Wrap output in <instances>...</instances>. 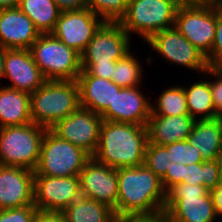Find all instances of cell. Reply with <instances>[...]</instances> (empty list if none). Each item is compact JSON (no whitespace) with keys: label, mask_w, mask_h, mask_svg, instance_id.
Wrapping results in <instances>:
<instances>
[{"label":"cell","mask_w":222,"mask_h":222,"mask_svg":"<svg viewBox=\"0 0 222 222\" xmlns=\"http://www.w3.org/2000/svg\"><path fill=\"white\" fill-rule=\"evenodd\" d=\"M117 217L154 215L164 211L166 191L161 179L144 164L117 169Z\"/></svg>","instance_id":"1"},{"label":"cell","mask_w":222,"mask_h":222,"mask_svg":"<svg viewBox=\"0 0 222 222\" xmlns=\"http://www.w3.org/2000/svg\"><path fill=\"white\" fill-rule=\"evenodd\" d=\"M147 144L146 125L103 120L98 146L92 157L115 169L137 167L144 164Z\"/></svg>","instance_id":"2"},{"label":"cell","mask_w":222,"mask_h":222,"mask_svg":"<svg viewBox=\"0 0 222 222\" xmlns=\"http://www.w3.org/2000/svg\"><path fill=\"white\" fill-rule=\"evenodd\" d=\"M80 107L76 80L46 81L30 94L32 123L51 129Z\"/></svg>","instance_id":"3"},{"label":"cell","mask_w":222,"mask_h":222,"mask_svg":"<svg viewBox=\"0 0 222 222\" xmlns=\"http://www.w3.org/2000/svg\"><path fill=\"white\" fill-rule=\"evenodd\" d=\"M46 128L34 123L0 128V165L35 171Z\"/></svg>","instance_id":"4"},{"label":"cell","mask_w":222,"mask_h":222,"mask_svg":"<svg viewBox=\"0 0 222 222\" xmlns=\"http://www.w3.org/2000/svg\"><path fill=\"white\" fill-rule=\"evenodd\" d=\"M30 51L46 81L77 80L81 55L52 34H41Z\"/></svg>","instance_id":"5"},{"label":"cell","mask_w":222,"mask_h":222,"mask_svg":"<svg viewBox=\"0 0 222 222\" xmlns=\"http://www.w3.org/2000/svg\"><path fill=\"white\" fill-rule=\"evenodd\" d=\"M91 156L82 148L63 140L47 129L34 175L52 177L79 176Z\"/></svg>","instance_id":"6"},{"label":"cell","mask_w":222,"mask_h":222,"mask_svg":"<svg viewBox=\"0 0 222 222\" xmlns=\"http://www.w3.org/2000/svg\"><path fill=\"white\" fill-rule=\"evenodd\" d=\"M164 212L170 222H214L217 218L209 190L187 183L167 192Z\"/></svg>","instance_id":"7"},{"label":"cell","mask_w":222,"mask_h":222,"mask_svg":"<svg viewBox=\"0 0 222 222\" xmlns=\"http://www.w3.org/2000/svg\"><path fill=\"white\" fill-rule=\"evenodd\" d=\"M178 7L167 0H129L118 22L128 35L135 33L147 41L152 35L174 27Z\"/></svg>","instance_id":"8"},{"label":"cell","mask_w":222,"mask_h":222,"mask_svg":"<svg viewBox=\"0 0 222 222\" xmlns=\"http://www.w3.org/2000/svg\"><path fill=\"white\" fill-rule=\"evenodd\" d=\"M174 28L207 57L216 34V10L211 4L178 8Z\"/></svg>","instance_id":"9"},{"label":"cell","mask_w":222,"mask_h":222,"mask_svg":"<svg viewBox=\"0 0 222 222\" xmlns=\"http://www.w3.org/2000/svg\"><path fill=\"white\" fill-rule=\"evenodd\" d=\"M80 197L79 176L34 175L33 202L38 211L63 212Z\"/></svg>","instance_id":"10"},{"label":"cell","mask_w":222,"mask_h":222,"mask_svg":"<svg viewBox=\"0 0 222 222\" xmlns=\"http://www.w3.org/2000/svg\"><path fill=\"white\" fill-rule=\"evenodd\" d=\"M102 123L100 114L79 107L66 118L59 120L50 130L61 139L82 148L92 157L98 146Z\"/></svg>","instance_id":"11"},{"label":"cell","mask_w":222,"mask_h":222,"mask_svg":"<svg viewBox=\"0 0 222 222\" xmlns=\"http://www.w3.org/2000/svg\"><path fill=\"white\" fill-rule=\"evenodd\" d=\"M130 36L118 22H104L81 54V64H104L130 53Z\"/></svg>","instance_id":"12"},{"label":"cell","mask_w":222,"mask_h":222,"mask_svg":"<svg viewBox=\"0 0 222 222\" xmlns=\"http://www.w3.org/2000/svg\"><path fill=\"white\" fill-rule=\"evenodd\" d=\"M104 21L91 9L62 11L51 33L80 55Z\"/></svg>","instance_id":"13"},{"label":"cell","mask_w":222,"mask_h":222,"mask_svg":"<svg viewBox=\"0 0 222 222\" xmlns=\"http://www.w3.org/2000/svg\"><path fill=\"white\" fill-rule=\"evenodd\" d=\"M146 42L171 64L182 65L201 73L209 68L206 57L174 27L159 31Z\"/></svg>","instance_id":"14"},{"label":"cell","mask_w":222,"mask_h":222,"mask_svg":"<svg viewBox=\"0 0 222 222\" xmlns=\"http://www.w3.org/2000/svg\"><path fill=\"white\" fill-rule=\"evenodd\" d=\"M81 196L105 204L117 217V169L97 162L91 157L79 174Z\"/></svg>","instance_id":"15"},{"label":"cell","mask_w":222,"mask_h":222,"mask_svg":"<svg viewBox=\"0 0 222 222\" xmlns=\"http://www.w3.org/2000/svg\"><path fill=\"white\" fill-rule=\"evenodd\" d=\"M3 77L12 83L6 87L30 94L46 82L27 49H4Z\"/></svg>","instance_id":"16"},{"label":"cell","mask_w":222,"mask_h":222,"mask_svg":"<svg viewBox=\"0 0 222 222\" xmlns=\"http://www.w3.org/2000/svg\"><path fill=\"white\" fill-rule=\"evenodd\" d=\"M138 87L121 88L112 105L100 114L103 120L146 125L151 114V103Z\"/></svg>","instance_id":"17"},{"label":"cell","mask_w":222,"mask_h":222,"mask_svg":"<svg viewBox=\"0 0 222 222\" xmlns=\"http://www.w3.org/2000/svg\"><path fill=\"white\" fill-rule=\"evenodd\" d=\"M34 171L0 165V210L34 205Z\"/></svg>","instance_id":"18"},{"label":"cell","mask_w":222,"mask_h":222,"mask_svg":"<svg viewBox=\"0 0 222 222\" xmlns=\"http://www.w3.org/2000/svg\"><path fill=\"white\" fill-rule=\"evenodd\" d=\"M32 20L19 8L0 10V47L27 49L40 36Z\"/></svg>","instance_id":"19"},{"label":"cell","mask_w":222,"mask_h":222,"mask_svg":"<svg viewBox=\"0 0 222 222\" xmlns=\"http://www.w3.org/2000/svg\"><path fill=\"white\" fill-rule=\"evenodd\" d=\"M195 121L190 115L159 116L151 113L146 124L148 143L165 146L187 140Z\"/></svg>","instance_id":"20"},{"label":"cell","mask_w":222,"mask_h":222,"mask_svg":"<svg viewBox=\"0 0 222 222\" xmlns=\"http://www.w3.org/2000/svg\"><path fill=\"white\" fill-rule=\"evenodd\" d=\"M76 81L79 86L80 107L98 114L112 105L116 92L121 89L111 80L93 75H79Z\"/></svg>","instance_id":"21"},{"label":"cell","mask_w":222,"mask_h":222,"mask_svg":"<svg viewBox=\"0 0 222 222\" xmlns=\"http://www.w3.org/2000/svg\"><path fill=\"white\" fill-rule=\"evenodd\" d=\"M187 141L198 149L204 161L217 160L222 153V117L196 120Z\"/></svg>","instance_id":"22"},{"label":"cell","mask_w":222,"mask_h":222,"mask_svg":"<svg viewBox=\"0 0 222 222\" xmlns=\"http://www.w3.org/2000/svg\"><path fill=\"white\" fill-rule=\"evenodd\" d=\"M31 122L30 93L0 87V128Z\"/></svg>","instance_id":"23"},{"label":"cell","mask_w":222,"mask_h":222,"mask_svg":"<svg viewBox=\"0 0 222 222\" xmlns=\"http://www.w3.org/2000/svg\"><path fill=\"white\" fill-rule=\"evenodd\" d=\"M67 222H115L114 210L93 199L80 197L63 212Z\"/></svg>","instance_id":"24"},{"label":"cell","mask_w":222,"mask_h":222,"mask_svg":"<svg viewBox=\"0 0 222 222\" xmlns=\"http://www.w3.org/2000/svg\"><path fill=\"white\" fill-rule=\"evenodd\" d=\"M18 8L32 20L40 34H51L62 12L53 0H21Z\"/></svg>","instance_id":"25"},{"label":"cell","mask_w":222,"mask_h":222,"mask_svg":"<svg viewBox=\"0 0 222 222\" xmlns=\"http://www.w3.org/2000/svg\"><path fill=\"white\" fill-rule=\"evenodd\" d=\"M189 115L195 120L215 119L219 116L215 112L212 101L210 81L194 82L190 87H184ZM200 115V116H199ZM199 117V118H198Z\"/></svg>","instance_id":"26"},{"label":"cell","mask_w":222,"mask_h":222,"mask_svg":"<svg viewBox=\"0 0 222 222\" xmlns=\"http://www.w3.org/2000/svg\"><path fill=\"white\" fill-rule=\"evenodd\" d=\"M182 183L202 185L209 191L216 188L220 184L218 160L184 165Z\"/></svg>","instance_id":"27"},{"label":"cell","mask_w":222,"mask_h":222,"mask_svg":"<svg viewBox=\"0 0 222 222\" xmlns=\"http://www.w3.org/2000/svg\"><path fill=\"white\" fill-rule=\"evenodd\" d=\"M151 113L159 116L189 115L184 87L166 88L160 94L156 105L151 103Z\"/></svg>","instance_id":"28"},{"label":"cell","mask_w":222,"mask_h":222,"mask_svg":"<svg viewBox=\"0 0 222 222\" xmlns=\"http://www.w3.org/2000/svg\"><path fill=\"white\" fill-rule=\"evenodd\" d=\"M142 72L140 62L130 52L116 61L111 81L121 88L138 87L142 80Z\"/></svg>","instance_id":"29"},{"label":"cell","mask_w":222,"mask_h":222,"mask_svg":"<svg viewBox=\"0 0 222 222\" xmlns=\"http://www.w3.org/2000/svg\"><path fill=\"white\" fill-rule=\"evenodd\" d=\"M129 0H88V8L104 22H119L125 15Z\"/></svg>","instance_id":"30"},{"label":"cell","mask_w":222,"mask_h":222,"mask_svg":"<svg viewBox=\"0 0 222 222\" xmlns=\"http://www.w3.org/2000/svg\"><path fill=\"white\" fill-rule=\"evenodd\" d=\"M173 164L168 150L164 146L148 143L144 156V165L156 176L162 179L167 172V168Z\"/></svg>","instance_id":"31"},{"label":"cell","mask_w":222,"mask_h":222,"mask_svg":"<svg viewBox=\"0 0 222 222\" xmlns=\"http://www.w3.org/2000/svg\"><path fill=\"white\" fill-rule=\"evenodd\" d=\"M164 147L168 150L173 162L189 165L204 161L198 149L187 140L167 144Z\"/></svg>","instance_id":"32"},{"label":"cell","mask_w":222,"mask_h":222,"mask_svg":"<svg viewBox=\"0 0 222 222\" xmlns=\"http://www.w3.org/2000/svg\"><path fill=\"white\" fill-rule=\"evenodd\" d=\"M37 211L34 205L1 209L0 222H33Z\"/></svg>","instance_id":"33"},{"label":"cell","mask_w":222,"mask_h":222,"mask_svg":"<svg viewBox=\"0 0 222 222\" xmlns=\"http://www.w3.org/2000/svg\"><path fill=\"white\" fill-rule=\"evenodd\" d=\"M206 60L209 67H219L222 65V11L216 10L215 40Z\"/></svg>","instance_id":"34"},{"label":"cell","mask_w":222,"mask_h":222,"mask_svg":"<svg viewBox=\"0 0 222 222\" xmlns=\"http://www.w3.org/2000/svg\"><path fill=\"white\" fill-rule=\"evenodd\" d=\"M207 73L209 76L211 75L212 77H216V80H210L212 101L216 114L219 117H222V70L219 67H209L204 75H207Z\"/></svg>","instance_id":"35"},{"label":"cell","mask_w":222,"mask_h":222,"mask_svg":"<svg viewBox=\"0 0 222 222\" xmlns=\"http://www.w3.org/2000/svg\"><path fill=\"white\" fill-rule=\"evenodd\" d=\"M116 61L104 64H81L82 71L79 75H93L111 80L113 77Z\"/></svg>","instance_id":"36"},{"label":"cell","mask_w":222,"mask_h":222,"mask_svg":"<svg viewBox=\"0 0 222 222\" xmlns=\"http://www.w3.org/2000/svg\"><path fill=\"white\" fill-rule=\"evenodd\" d=\"M184 165L173 162L167 168L166 175L161 179L166 193L175 185L183 182Z\"/></svg>","instance_id":"37"},{"label":"cell","mask_w":222,"mask_h":222,"mask_svg":"<svg viewBox=\"0 0 222 222\" xmlns=\"http://www.w3.org/2000/svg\"><path fill=\"white\" fill-rule=\"evenodd\" d=\"M115 222H170L164 211L154 215L120 216Z\"/></svg>","instance_id":"38"},{"label":"cell","mask_w":222,"mask_h":222,"mask_svg":"<svg viewBox=\"0 0 222 222\" xmlns=\"http://www.w3.org/2000/svg\"><path fill=\"white\" fill-rule=\"evenodd\" d=\"M33 222H67L62 212L37 211Z\"/></svg>","instance_id":"39"},{"label":"cell","mask_w":222,"mask_h":222,"mask_svg":"<svg viewBox=\"0 0 222 222\" xmlns=\"http://www.w3.org/2000/svg\"><path fill=\"white\" fill-rule=\"evenodd\" d=\"M62 10H80L88 8V0H53Z\"/></svg>","instance_id":"40"},{"label":"cell","mask_w":222,"mask_h":222,"mask_svg":"<svg viewBox=\"0 0 222 222\" xmlns=\"http://www.w3.org/2000/svg\"><path fill=\"white\" fill-rule=\"evenodd\" d=\"M213 200L217 217L222 216V184L209 191Z\"/></svg>","instance_id":"41"},{"label":"cell","mask_w":222,"mask_h":222,"mask_svg":"<svg viewBox=\"0 0 222 222\" xmlns=\"http://www.w3.org/2000/svg\"><path fill=\"white\" fill-rule=\"evenodd\" d=\"M21 0H0V10L18 8Z\"/></svg>","instance_id":"42"},{"label":"cell","mask_w":222,"mask_h":222,"mask_svg":"<svg viewBox=\"0 0 222 222\" xmlns=\"http://www.w3.org/2000/svg\"><path fill=\"white\" fill-rule=\"evenodd\" d=\"M167 1H170L178 8L189 7L196 4L195 0H167Z\"/></svg>","instance_id":"43"},{"label":"cell","mask_w":222,"mask_h":222,"mask_svg":"<svg viewBox=\"0 0 222 222\" xmlns=\"http://www.w3.org/2000/svg\"><path fill=\"white\" fill-rule=\"evenodd\" d=\"M4 72V48L0 47V79L3 77Z\"/></svg>","instance_id":"44"},{"label":"cell","mask_w":222,"mask_h":222,"mask_svg":"<svg viewBox=\"0 0 222 222\" xmlns=\"http://www.w3.org/2000/svg\"><path fill=\"white\" fill-rule=\"evenodd\" d=\"M211 5L215 10L222 11V0H215Z\"/></svg>","instance_id":"45"},{"label":"cell","mask_w":222,"mask_h":222,"mask_svg":"<svg viewBox=\"0 0 222 222\" xmlns=\"http://www.w3.org/2000/svg\"><path fill=\"white\" fill-rule=\"evenodd\" d=\"M218 165H219V174H220V184H222V153L218 157Z\"/></svg>","instance_id":"46"},{"label":"cell","mask_w":222,"mask_h":222,"mask_svg":"<svg viewBox=\"0 0 222 222\" xmlns=\"http://www.w3.org/2000/svg\"><path fill=\"white\" fill-rule=\"evenodd\" d=\"M215 0H195L196 4H212Z\"/></svg>","instance_id":"47"}]
</instances>
